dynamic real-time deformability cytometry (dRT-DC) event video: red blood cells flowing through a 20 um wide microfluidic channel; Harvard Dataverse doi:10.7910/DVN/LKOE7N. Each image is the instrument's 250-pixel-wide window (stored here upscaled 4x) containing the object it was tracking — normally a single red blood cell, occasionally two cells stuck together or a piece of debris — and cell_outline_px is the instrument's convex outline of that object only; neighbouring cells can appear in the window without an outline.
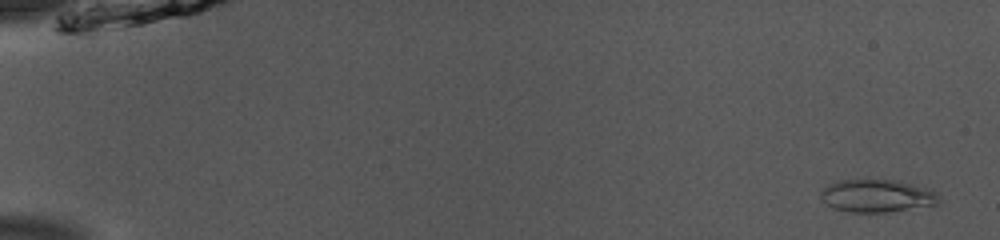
{"species": "common noctule bat (a hibernating species)", "species_latin": "Nyctalus noctula", "temperature_condition": "room temperature", "stored_images_in_passage": 50, "camera_frame_rate_fps": 3000, "um_per_image_px": 0.085, "animal": {"sex": "male", "body_mass_g": 13.0, "forearm_length_mm": 53.1}, "frame": {"image": 1, "passage_image": 1, "time_ms": 0.0, "image_size_px": [1000, 240], "cell_outline_px": [[940, 200], [936, 204], [888, 212], [852, 212], [832, 208], [820, 200], [820, 192], [828, 184], [836, 180], [900, 180], [928, 188], [936, 192]], "centroid_in_image_um": [74.5, 16.64], "position_along_channel_um": 10.5, "area_um2": 22.66}}
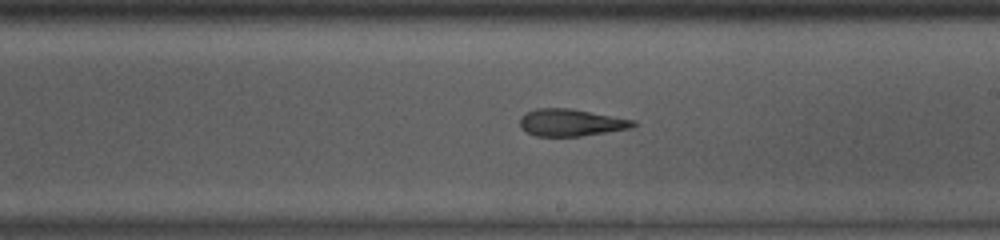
{"frame": {"image": 2, "passage_image": 30, "time_ms": 9.667, "image_size_px": [1000, 240], "cell_outline_px": [[636, 124], [632, 128], [580, 136], [536, 136], [520, 128], [520, 116], [524, 112], [536, 108], [572, 108], [636, 120]], "centroid_in_image_um": [48.52, 10.4], "position_along_channel_um": 240.5, "area_um2": 18.09}}
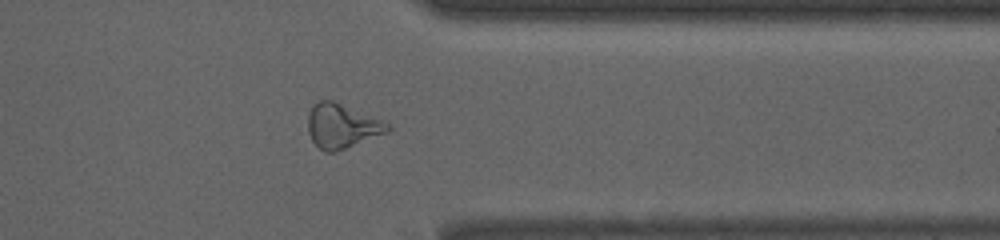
{"frame": {"image": 3, "passage_image": 41, "time_ms": 13.333, "image_size_px": [1000, 240], "cell_outline_px": [[392, 128], [388, 132], [336, 152], [324, 152], [312, 140], [308, 132], [308, 116], [312, 104], [320, 100], [332, 100], [388, 120]], "centroid_in_image_um": [29.12, 10.69], "position_along_channel_um": 382.3, "area_um2": 21.04}, "authors_computed_cell_mechanics": {"area_um2": 20.0855, "velocity_mm_per_s": 3.937, "shape_relaxation_time_tau1_ms": 5.4255, "shape_relaxation_time_tau2_ms": 2.716, "deformation_change_tau1": 0.162, "deformation_change_tau2": 0.1331}}